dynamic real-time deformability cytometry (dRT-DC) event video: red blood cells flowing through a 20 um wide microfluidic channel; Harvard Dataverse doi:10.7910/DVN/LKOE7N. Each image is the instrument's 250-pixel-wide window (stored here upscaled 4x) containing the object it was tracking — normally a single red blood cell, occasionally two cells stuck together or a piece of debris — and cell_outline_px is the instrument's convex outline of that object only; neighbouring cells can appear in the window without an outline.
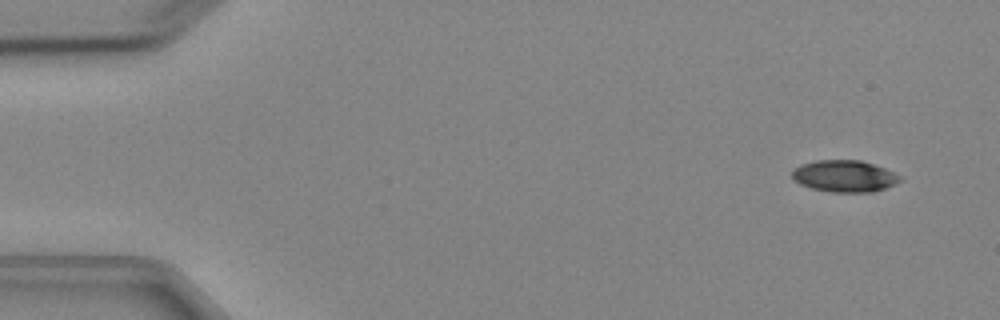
{"species": "Egyptian fruit bat (a non-hibernating species)", "species_latin": "Rousettus aegyptiacus", "temperature_condition": "cold", "stored_images_in_passage": 3, "camera_frame_rate_fps": 3000, "um_per_image_px": 0.085, "animal": {"sex": "female"}, "frame": {"image": 1, "passage_image": 1, "time_ms": 0.0, "image_size_px": [1000, 320], "cell_outline_px": [[904, 180], [896, 184], [872, 192], [832, 192], [812, 188], [800, 184], [792, 180], [792, 172], [800, 164], [816, 160], [860, 160], [884, 168], [900, 176]], "centroid_in_image_um": [71.77, 14.97], "position_along_channel_um": 13.2, "area_um2": 19.94}}